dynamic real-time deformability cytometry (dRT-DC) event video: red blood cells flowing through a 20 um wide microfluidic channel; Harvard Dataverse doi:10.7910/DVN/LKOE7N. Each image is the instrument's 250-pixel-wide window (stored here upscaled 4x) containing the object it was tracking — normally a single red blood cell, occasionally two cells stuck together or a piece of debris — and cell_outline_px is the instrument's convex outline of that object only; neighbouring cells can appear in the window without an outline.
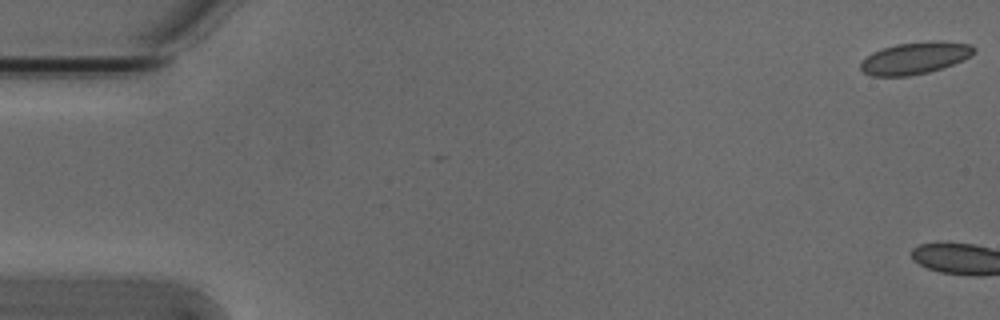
{"species": "Egyptian fruit bat (a non-hibernating species)", "species_latin": "Rousettus aegyptiacus", "temperature_condition": "cold", "stored_images_in_passage": 3, "camera_frame_rate_fps": 3000, "um_per_image_px": 0.085, "animal": {"sex": "male"}, "frame": {"image": 1, "passage_image": 1, "time_ms": 0.0, "image_size_px": [1000, 320], "cell_outline_px": [[976, 52], [964, 60], [928, 72], [908, 76], [872, 76], [864, 72], [860, 68], [860, 64], [872, 52], [896, 44], [928, 40], [940, 40], [972, 44], [976, 48]], "centroid_in_image_um": [77.83, 4.91], "position_along_channel_um": 7.2, "area_um2": 21.21}}